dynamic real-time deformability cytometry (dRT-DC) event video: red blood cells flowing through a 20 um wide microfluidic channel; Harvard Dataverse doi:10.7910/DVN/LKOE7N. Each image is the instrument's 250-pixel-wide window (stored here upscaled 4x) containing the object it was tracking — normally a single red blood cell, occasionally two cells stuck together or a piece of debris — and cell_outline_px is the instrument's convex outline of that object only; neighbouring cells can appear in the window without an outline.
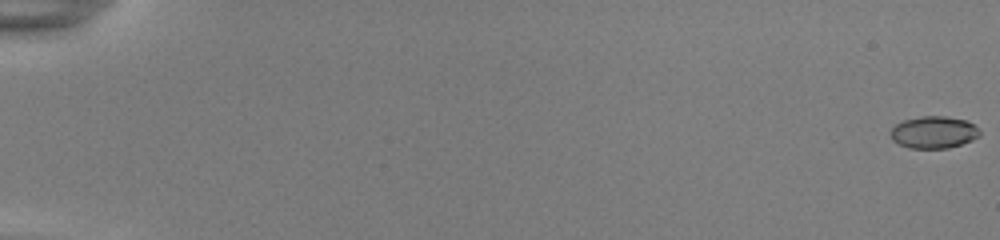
{"species": "common noctule bat (a hibernating species)", "species_latin": "Nyctalus noctula", "temperature_condition": "room temperature", "stored_images_in_passage": 55, "camera_frame_rate_fps": 3000, "um_per_image_px": 0.085, "animal": {"sex": "female", "body_mass_g": 22.0, "forearm_length_mm": 56.7}, "frame": {"image": 1, "passage_image": 1, "time_ms": 0.0, "image_size_px": [1000, 240], "cell_outline_px": [[980, 136], [972, 140], [948, 148], [908, 148], [892, 140], [888, 132], [896, 124], [904, 120], [920, 116], [944, 116], [968, 120], [980, 132]], "centroid_in_image_um": [79.34, 11.24], "position_along_channel_um": 5.7, "area_um2": 16.7}}
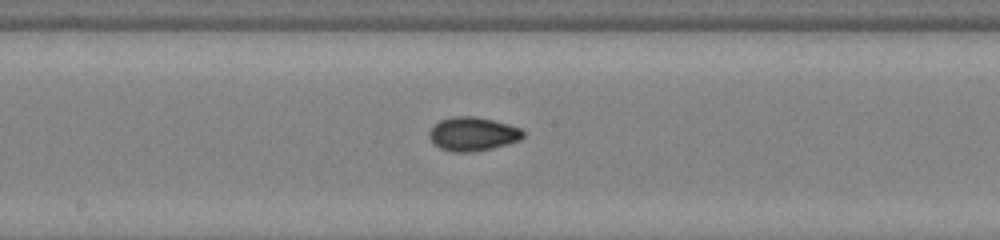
{"frame": {"image": 2, "passage_image": 32, "time_ms": 10.333, "image_size_px": [1000, 240], "cell_outline_px": [[524, 136], [520, 140], [508, 144], [492, 148], [472, 152], [452, 152], [440, 148], [428, 136], [428, 132], [440, 120], [452, 116], [476, 116], [508, 124], [520, 128], [524, 132]], "centroid_in_image_um": [40.19, 11.39], "position_along_channel_um": 208.0, "area_um2": 18.44}}
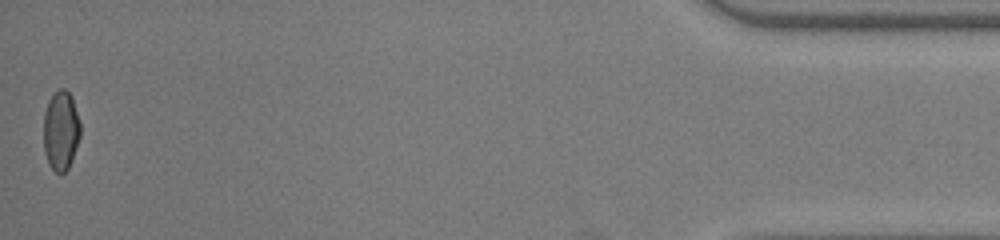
{"frame": {"image": 3, "passage_image": 55, "time_ms": 18.0, "image_size_px": [1000, 240], "cell_outline_px": [[80, 136], [72, 160], [68, 168], [64, 172], [56, 172], [48, 164], [44, 152], [44, 112], [48, 100], [60, 88], [64, 88], [72, 96], [80, 124]], "centroid_in_image_um": [5.17, 11.1], "position_along_channel_um": 430.0, "area_um2": 16.99}, "authors_computed_cell_mechanics": {"area_um2": 17.1666, "velocity_mm_per_s": 3.8954, "shape_relaxation_time_tau1_ms": 9.3723, "shape_relaxation_time_tau2_ms": 0.9568, "deformation_change_tau1": 0.171, "deformation_change_tau2": 0.0457}}